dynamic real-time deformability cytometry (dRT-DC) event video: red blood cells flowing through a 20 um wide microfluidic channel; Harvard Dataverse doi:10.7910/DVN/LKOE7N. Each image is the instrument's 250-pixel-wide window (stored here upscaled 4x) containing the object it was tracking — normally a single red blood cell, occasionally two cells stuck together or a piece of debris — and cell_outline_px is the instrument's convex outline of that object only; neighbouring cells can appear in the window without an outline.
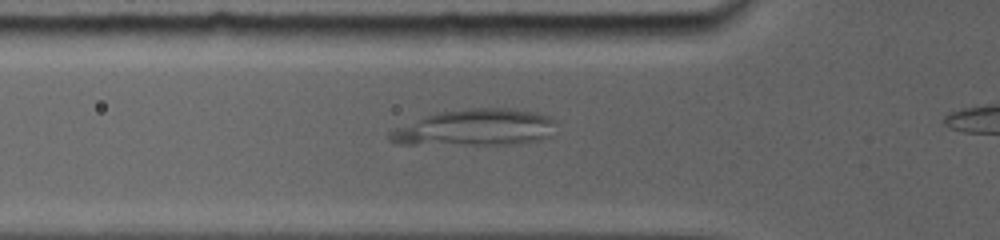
{"species": "common noctule bat (a hibernating species)", "species_latin": "Nyctalus noctula", "temperature_condition": "room temperature", "stored_images_in_passage": 3, "camera_frame_rate_fps": 5000, "um_per_image_px": 0.085, "animal": {"sex": "female", "body_mass_g": 19.0, "forearm_length_mm": 56.7}, "frame": {"image": 1, "passage_image": 3, "time_ms": 1.8, "image_size_px": [1000, 240], "cell_outline_px": [[556, 120], [540, 136], [528, 140], [412, 144], [404, 144], [392, 140], [388, 136], [392, 132], [428, 116], [444, 112], [468, 108], [512, 108], [536, 112], [548, 116]], "centroid_in_image_um": [40.35, 10.77], "position_along_channel_um": 85.5, "area_um2": 31.91}}